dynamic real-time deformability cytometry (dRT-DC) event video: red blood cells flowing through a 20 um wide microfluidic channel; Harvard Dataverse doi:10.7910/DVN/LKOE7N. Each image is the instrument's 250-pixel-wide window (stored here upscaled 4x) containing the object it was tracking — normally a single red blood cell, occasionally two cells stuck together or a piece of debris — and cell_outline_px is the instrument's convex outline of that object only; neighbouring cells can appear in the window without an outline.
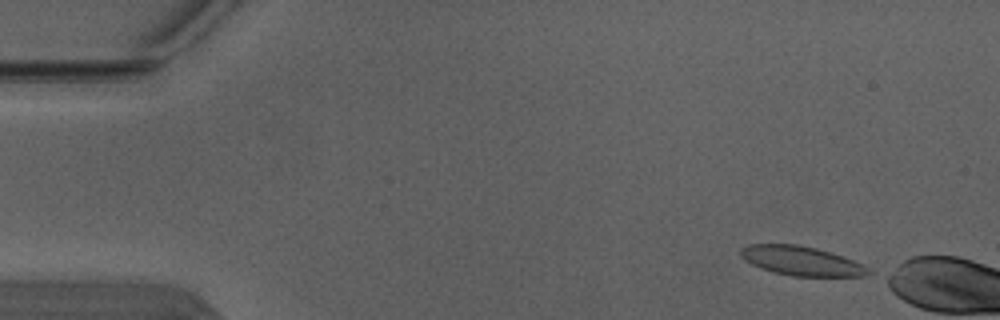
{"species": "Egyptian fruit bat (a non-hibernating species)", "species_latin": "Rousettus aegyptiacus", "temperature_condition": "warm", "stored_images_in_passage": 2, "camera_frame_rate_fps": 3000, "um_per_image_px": 0.085, "animal": {"sex": "male"}, "frame": {"image": 1, "passage_image": 1, "time_ms": 0.0, "image_size_px": [1000, 320], "cell_outline_px": [[872, 272], [868, 276], [792, 276], [772, 272], [760, 268], [744, 260], [740, 256], [740, 248], [748, 244], [796, 244], [816, 248], [844, 256], [864, 264]], "centroid_in_image_um": [68.12, 22.17], "position_along_channel_um": 16.9, "area_um2": 22.02}}